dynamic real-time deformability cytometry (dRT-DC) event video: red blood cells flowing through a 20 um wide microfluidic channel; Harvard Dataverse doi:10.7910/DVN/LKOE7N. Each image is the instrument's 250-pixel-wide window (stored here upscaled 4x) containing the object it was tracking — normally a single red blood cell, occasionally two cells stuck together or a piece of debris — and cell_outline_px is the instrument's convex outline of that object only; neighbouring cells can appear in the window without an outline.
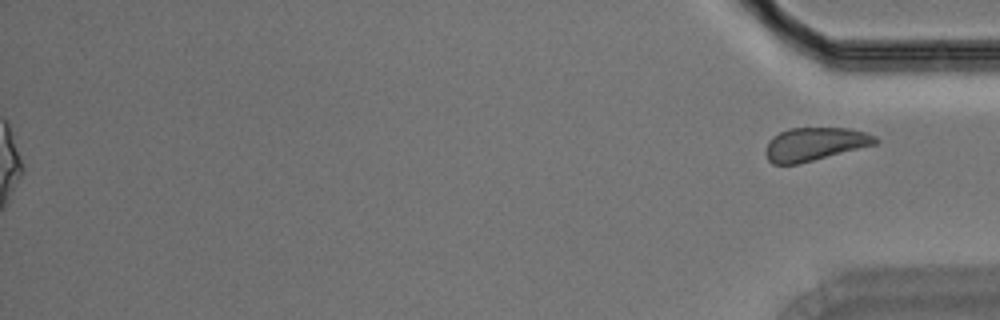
{"species": "Egyptian fruit bat (a non-hibernating species)", "species_latin": "Rousettus aegyptiacus", "temperature_condition": "room temperature", "stored_images_in_passage": 32, "segment_of_instrument_passage": [2, 2], "camera_frame_rate_fps": 3000, "um_per_image_px": 0.085, "animal": {"sex": "male"}, "frame": {"image": 1, "passage_image": 32, "time_ms": 10.333, "image_size_px": [1000, 320], "cell_outline_px": [[880, 140], [876, 144], [796, 164], [772, 164], [768, 160], [764, 152], [768, 140], [772, 136], [788, 128], [848, 128], [868, 132], [876, 136]], "centroid_in_image_um": [69.24, 12.23], "position_along_channel_um": 366.0, "area_um2": 21.27}}